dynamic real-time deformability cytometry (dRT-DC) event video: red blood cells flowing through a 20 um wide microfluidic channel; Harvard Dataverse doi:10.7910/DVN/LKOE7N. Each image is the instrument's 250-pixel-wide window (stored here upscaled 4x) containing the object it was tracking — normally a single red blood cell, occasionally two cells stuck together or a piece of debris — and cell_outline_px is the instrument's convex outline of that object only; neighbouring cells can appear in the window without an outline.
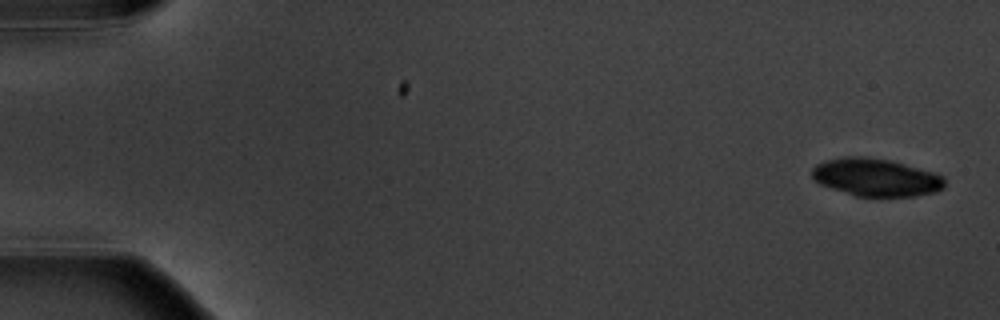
{"species": "common noctule bat (a hibernating species)", "species_latin": "Nyctalus noctula", "temperature_condition": "warm", "stored_images_in_passage": 10, "camera_frame_rate_fps": 3000, "um_per_image_px": 0.085, "animal": {"sex": "male", "body_mass_g": 20.1, "forearm_length_mm": 53.5}, "frame": {"image": 1, "passage_image": 1, "time_ms": 0.0, "image_size_px": [1000, 320], "cell_outline_px": [[944, 188], [936, 192], [916, 196], [856, 196], [820, 184], [812, 176], [812, 168], [816, 164], [824, 160], [848, 156], [864, 156], [888, 160], [936, 172], [944, 176]], "centroid_in_image_um": [74.48, 15.07], "position_along_channel_um": 10.5, "area_um2": 29.19}}